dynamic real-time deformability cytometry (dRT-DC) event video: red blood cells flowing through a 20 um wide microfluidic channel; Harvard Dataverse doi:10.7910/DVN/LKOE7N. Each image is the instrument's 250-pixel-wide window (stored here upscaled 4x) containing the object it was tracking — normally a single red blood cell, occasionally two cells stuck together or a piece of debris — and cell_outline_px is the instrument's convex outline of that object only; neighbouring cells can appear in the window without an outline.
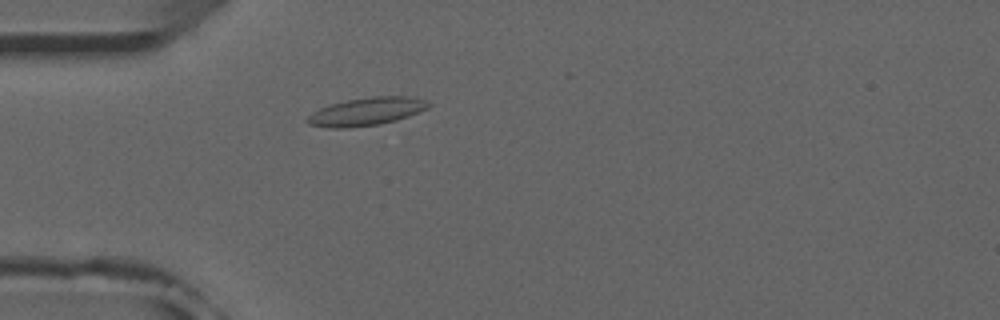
{"species": "common noctule bat (a hibernating species)", "species_latin": "Nyctalus noctula", "temperature_condition": "room temperature", "stored_images_in_passage": 49, "camera_frame_rate_fps": 3000, "um_per_image_px": 0.085, "animal": {"sex": "male", "forearm_length_mm": 52.5}, "frame": {"image": 1, "passage_image": 12, "time_ms": 3.667, "image_size_px": [1000, 320], "cell_outline_px": [[432, 104], [428, 108], [408, 116], [396, 120], [380, 124], [344, 128], [328, 128], [308, 124], [304, 120], [312, 112], [320, 108], [332, 104], [348, 100], [372, 96], [412, 96], [424, 100]], "centroid_in_image_um": [31.14, 9.48], "position_along_channel_um": 53.9, "area_um2": 19.71}}
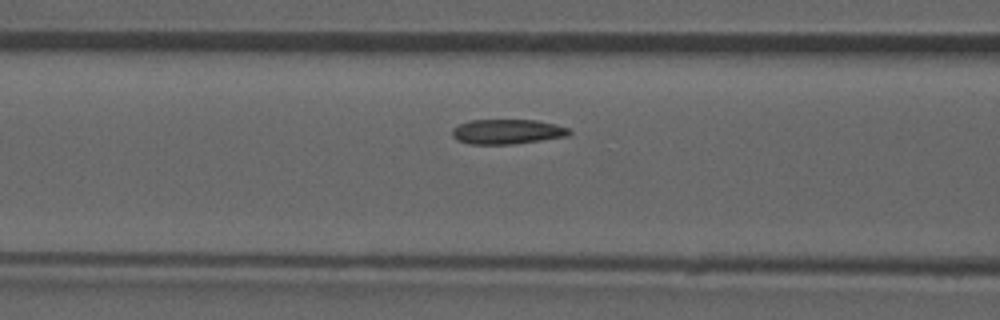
{"frame": {"image": 2, "passage_image": 18, "time_ms": 5.667, "image_size_px": [1000, 320], "cell_outline_px": [[572, 132], [568, 136], [512, 144], [472, 144], [456, 140], [452, 136], [452, 128], [468, 120], [536, 120], [556, 124], [568, 128]], "centroid_in_image_um": [43.1, 11.18], "position_along_channel_um": 123.5, "area_um2": 16.94}}
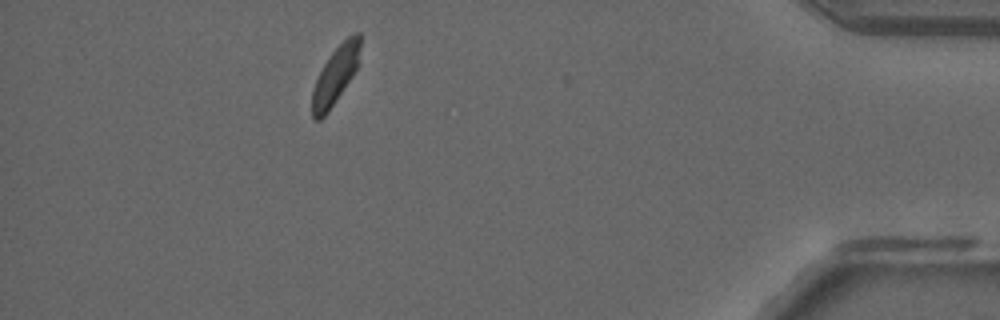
{"frame": {"image": 3, "passage_image": 44, "time_ms": 14.333, "image_size_px": [1000, 320], "cell_outline_px": [[360, 44], [356, 68], [352, 76], [328, 112], [320, 120], [316, 120], [312, 116], [312, 88], [324, 64], [332, 52], [348, 36], [356, 32], [360, 32]], "centroid_in_image_um": [28.48, 6.42], "position_along_channel_um": 406.7, "area_um2": 15.66}, "authors_computed_cell_mechanics": {"area_um2": 17.34, "velocity_mm_per_s": 3.8834, "shape_relaxation_time_tau1_ms": null, "shape_relaxation_time_tau2_ms": 4.3895, "deformation_change_tau1": null, "deformation_change_tau2": 0.0694}}